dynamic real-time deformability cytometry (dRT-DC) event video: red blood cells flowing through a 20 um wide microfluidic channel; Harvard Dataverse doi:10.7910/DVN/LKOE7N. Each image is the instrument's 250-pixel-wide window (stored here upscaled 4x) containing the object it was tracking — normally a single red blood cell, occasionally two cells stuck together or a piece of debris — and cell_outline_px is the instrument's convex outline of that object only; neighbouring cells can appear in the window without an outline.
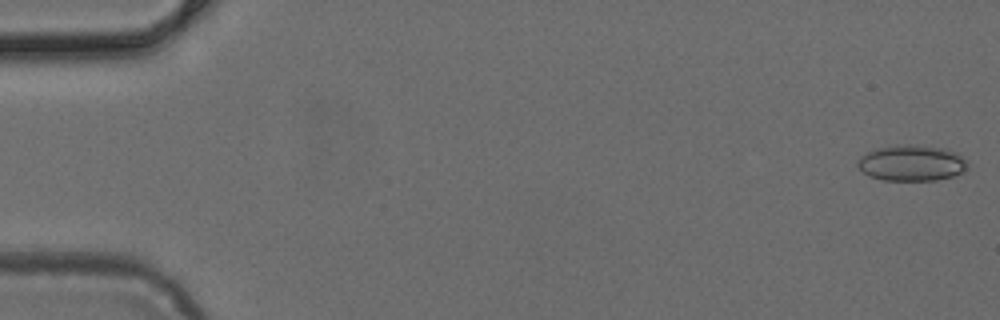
{"species": "common noctule bat (a hibernating species)", "species_latin": "Nyctalus noctula", "temperature_condition": "cold", "stored_images_in_passage": 5, "camera_frame_rate_fps": 3000, "um_per_image_px": 0.085, "animal": {"sex": "female", "body_mass_g": 24.6, "forearm_length_mm": 56.2}, "frame": {"image": 1, "passage_image": 1, "time_ms": 0.0, "image_size_px": [1000, 320], "cell_outline_px": [[968, 168], [964, 172], [952, 176], [936, 180], [884, 180], [872, 176], [864, 172], [856, 164], [856, 160], [860, 156], [876, 148], [896, 144], [912, 144], [944, 148], [956, 152], [964, 160]], "centroid_in_image_um": [77.47, 13.84], "position_along_channel_um": 7.5, "area_um2": 23.0}}